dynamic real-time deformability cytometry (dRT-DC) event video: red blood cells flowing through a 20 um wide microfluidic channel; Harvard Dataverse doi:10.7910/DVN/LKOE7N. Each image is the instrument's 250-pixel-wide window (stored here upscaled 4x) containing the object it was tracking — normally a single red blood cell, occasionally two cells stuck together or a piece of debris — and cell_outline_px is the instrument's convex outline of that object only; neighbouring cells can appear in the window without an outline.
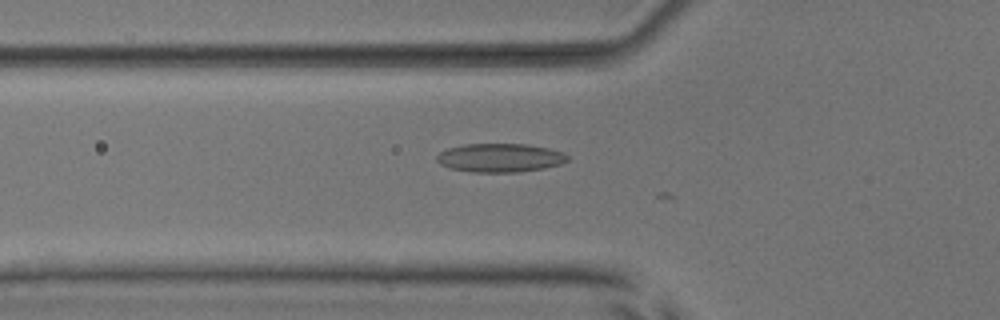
{"species": "common noctule bat (a hibernating species)", "species_latin": "Nyctalus noctula", "temperature_condition": "room temperature", "stored_images_in_passage": 33, "camera_frame_rate_fps": 3000, "um_per_image_px": 0.085, "animal": {"sex": "male", "body_mass_g": 17.9, "forearm_length_mm": 54.2}, "frame": {"image": 1, "passage_image": 19, "time_ms": 6.0, "image_size_px": [1000, 320], "cell_outline_px": [[568, 160], [560, 164], [544, 168], [516, 172], [472, 172], [452, 168], [440, 164], [436, 160], [436, 156], [440, 152], [448, 148], [464, 144], [528, 144], [548, 148], [564, 152], [568, 156]], "centroid_in_image_um": [42.51, 13.4], "position_along_channel_um": 83.3, "area_um2": 21.79}}
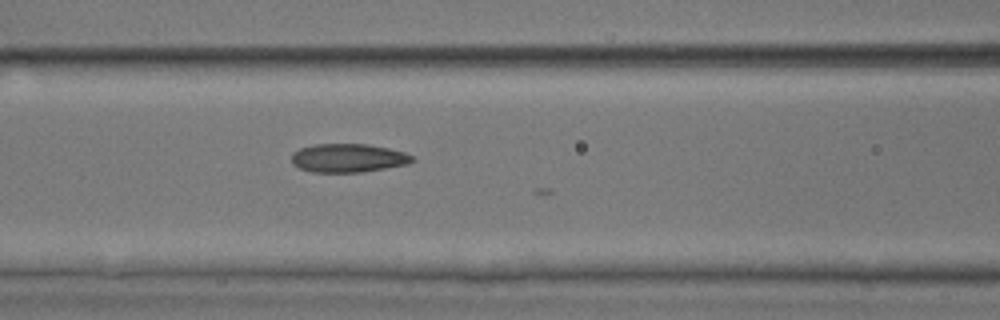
{"frame": {"image": 2, "passage_image": 23, "time_ms": 7.333, "image_size_px": [1000, 320], "cell_outline_px": [[416, 160], [408, 164], [360, 172], [312, 172], [300, 168], [292, 164], [292, 152], [300, 148], [312, 144], [368, 144], [388, 148], [404, 152], [412, 156]], "centroid_in_image_um": [29.58, 13.42], "position_along_channel_um": 137.0, "area_um2": 20.11}}
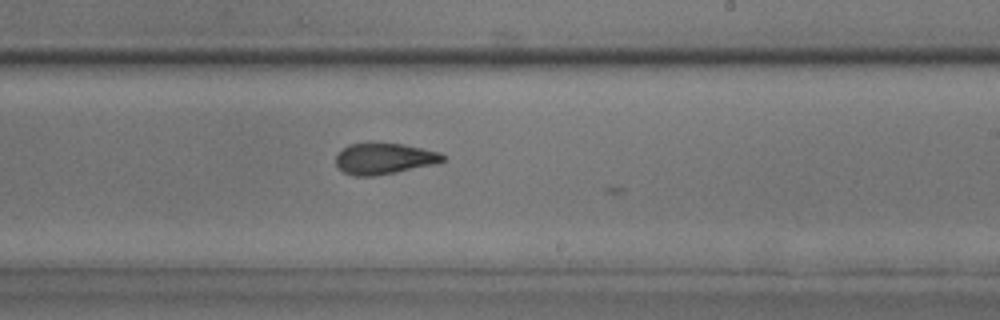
{"frame": {"image": 3, "passage_image": 32, "time_ms": 10.333, "image_size_px": [1000, 320], "cell_outline_px": [[444, 160], [436, 164], [376, 176], [352, 176], [344, 172], [336, 164], [336, 152], [348, 144], [372, 140], [404, 144], [440, 152], [444, 156]], "centroid_in_image_um": [32.6, 13.44], "position_along_channel_um": 256.4, "area_um2": 20.11}}